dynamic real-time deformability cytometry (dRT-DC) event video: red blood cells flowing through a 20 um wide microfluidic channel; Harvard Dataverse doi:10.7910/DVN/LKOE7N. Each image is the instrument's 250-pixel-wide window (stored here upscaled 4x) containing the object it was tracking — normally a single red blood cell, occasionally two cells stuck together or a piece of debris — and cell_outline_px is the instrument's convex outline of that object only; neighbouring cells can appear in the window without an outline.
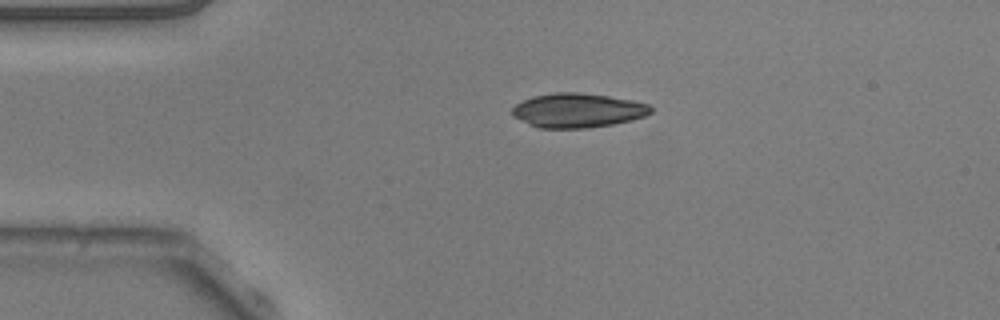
{"species": "common noctule bat (a hibernating species)", "species_latin": "Nyctalus noctula", "temperature_condition": "warm", "stored_images_in_passage": 33, "camera_frame_rate_fps": 3000, "um_per_image_px": 0.085, "animal": {"sex": "male", "body_mass_g": 20.5, "forearm_length_mm": 52.5}, "frame": {"image": 1, "passage_image": 1, "time_ms": 0.0, "image_size_px": [1000, 320], "cell_outline_px": [[652, 112], [644, 116], [632, 120], [612, 124], [588, 128], [540, 128], [528, 124], [512, 116], [512, 108], [516, 104], [532, 96], [556, 92], [576, 92], [608, 96], [632, 100], [648, 104], [652, 108]], "centroid_in_image_um": [49.09, 9.38], "position_along_channel_um": 35.9, "area_um2": 27.69}}
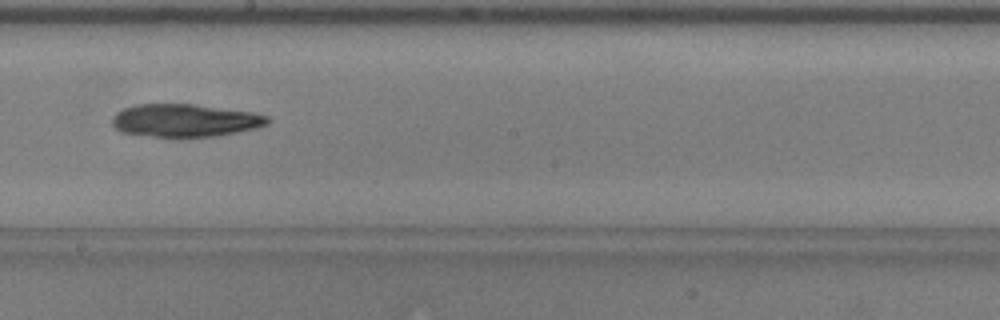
{"frame": {"image": 2, "passage_image": 19, "time_ms": 6.0, "image_size_px": [1000, 320], "cell_outline_px": [[268, 124], [256, 128], [240, 132], [216, 136], [180, 140], [176, 140], [120, 132], [112, 124], [112, 116], [116, 112], [124, 108], [136, 104], [196, 104], [252, 112], [268, 116]], "centroid_in_image_um": [15.7, 10.28], "position_along_channel_um": 232.5, "area_um2": 30.75}}
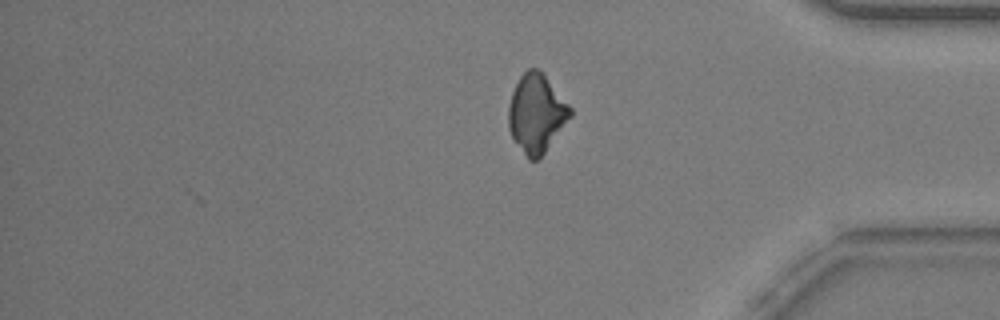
{"frame": {"image": 3, "passage_image": 33, "time_ms": 10.667, "image_size_px": [1000, 320], "cell_outline_px": [[572, 116], [544, 152], [536, 160], [528, 160], [512, 136], [508, 128], [508, 104], [512, 92], [520, 76], [528, 68], [540, 68], [544, 72], [572, 108]], "centroid_in_image_um": [45.6, 9.59], "position_along_channel_um": 389.6, "area_um2": 28.32}, "authors_computed_cell_mechanics": {"area_um2": 29.3624, "velocity_mm_per_s": 3.8152, "shape_relaxation_time_tau1_ms": 10.5567, "shape_relaxation_time_tau2_ms": null, "deformation_change_tau1": 0.2143, "deformation_change_tau2": null}}